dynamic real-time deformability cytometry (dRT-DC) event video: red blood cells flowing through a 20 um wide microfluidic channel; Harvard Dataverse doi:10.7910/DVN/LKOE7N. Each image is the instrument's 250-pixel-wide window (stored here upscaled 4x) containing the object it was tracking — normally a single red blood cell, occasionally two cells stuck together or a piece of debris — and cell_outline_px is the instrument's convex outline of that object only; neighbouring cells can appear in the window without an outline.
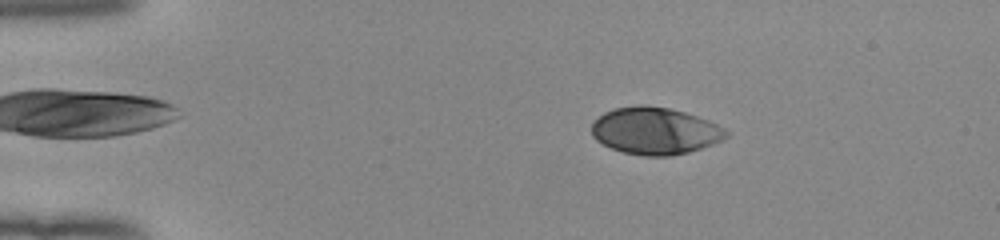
{"species": "human", "species_latin": "Homo sapiens", "temperature_condition": "room temperature", "stored_images_in_passage": 51, "camera_frame_rate_fps": 3000, "um_per_image_px": 0.085, "donor": {"sex": "female"}, "frame": {"image": 1, "passage_image": 9, "time_ms": 2.667, "image_size_px": [1000, 240], "cell_outline_px": [[728, 136], [724, 140], [688, 152], [668, 156], [644, 156], [624, 152], [612, 148], [596, 140], [592, 136], [592, 124], [604, 112], [616, 108], [640, 104], [644, 104], [668, 108], [684, 112], [708, 120], [724, 128], [728, 132]], "centroid_in_image_um": [55.68, 11.12], "position_along_channel_um": 29.3, "area_um2": 36.7}}
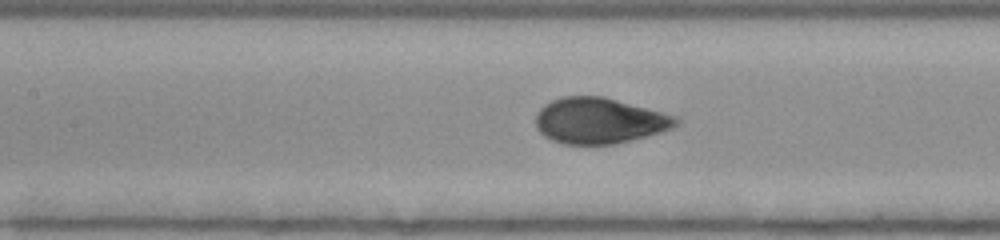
{"frame": {"image": 2, "passage_image": 24, "time_ms": 7.667, "image_size_px": [1000, 240], "cell_outline_px": [[680, 124], [672, 128], [660, 132], [616, 144], [564, 144], [552, 140], [544, 136], [536, 128], [536, 112], [544, 104], [552, 100], [564, 96], [604, 96], [680, 116]], "centroid_in_image_um": [50.97, 10.25], "position_along_channel_um": 156.4, "area_um2": 37.86}}
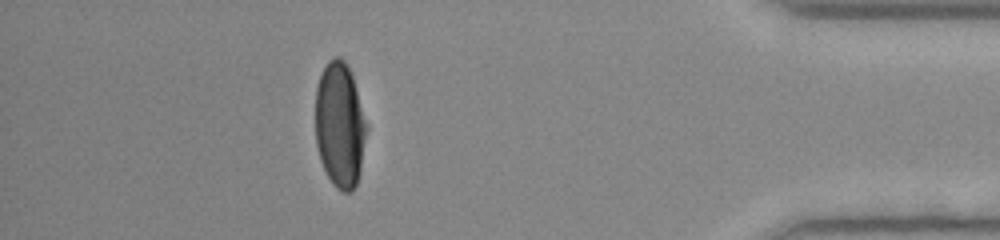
{"frame": {"image": 3, "passage_image": 46, "time_ms": 15.0, "image_size_px": [1000, 240], "cell_outline_px": [[368, 128], [360, 172], [356, 184], [352, 192], [344, 192], [336, 188], [332, 184], [320, 160], [316, 144], [316, 84], [324, 68], [332, 60], [340, 60], [348, 68], [352, 76]], "centroid_in_image_um": [28.89, 10.73], "position_along_channel_um": 406.3, "area_um2": 36.88}, "authors_computed_cell_mechanics": {"area_um2": 37.57, "velocity_mm_per_s": 3.9721, "shape_relaxation_time_tau1_ms": 4.0216, "shape_relaxation_time_tau2_ms": null, "deformation_change_tau1": 0.2, "deformation_change_tau2": null}}